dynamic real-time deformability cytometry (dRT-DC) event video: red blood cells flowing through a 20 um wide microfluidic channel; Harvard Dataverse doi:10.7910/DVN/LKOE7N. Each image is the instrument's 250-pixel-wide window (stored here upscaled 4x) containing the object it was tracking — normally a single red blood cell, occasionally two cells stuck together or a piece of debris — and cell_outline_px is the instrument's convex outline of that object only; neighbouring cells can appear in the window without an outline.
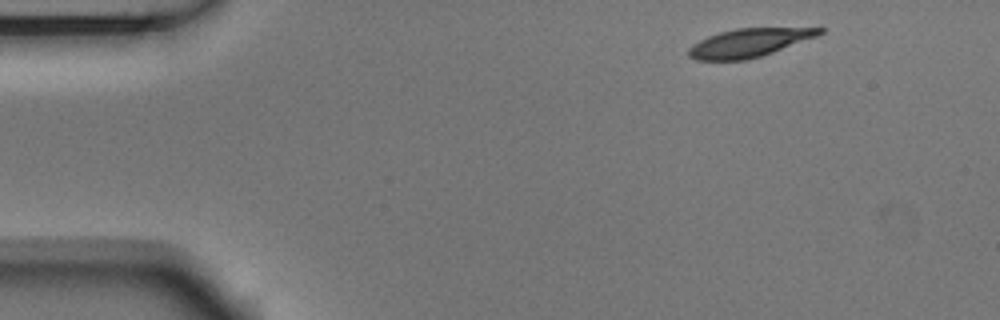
{"species": "Egyptian fruit bat (a non-hibernating species)", "species_latin": "Rousettus aegyptiacus", "temperature_condition": "room temperature", "stored_images_in_passage": 4, "segment_of_instrument_passage": [1, 2], "camera_frame_rate_fps": 3000, "um_per_image_px": 0.085, "animal": {"sex": "male"}, "frame": {"image": 1, "passage_image": 1, "time_ms": 0.0, "image_size_px": [1000, 320], "cell_outline_px": [[824, 32], [816, 36], [772, 52], [748, 60], [696, 60], [688, 56], [688, 48], [692, 44], [708, 36], [720, 32], [736, 28], [824, 28]], "centroid_in_image_um": [63.61, 3.64], "position_along_channel_um": 21.4, "area_um2": 21.39}}